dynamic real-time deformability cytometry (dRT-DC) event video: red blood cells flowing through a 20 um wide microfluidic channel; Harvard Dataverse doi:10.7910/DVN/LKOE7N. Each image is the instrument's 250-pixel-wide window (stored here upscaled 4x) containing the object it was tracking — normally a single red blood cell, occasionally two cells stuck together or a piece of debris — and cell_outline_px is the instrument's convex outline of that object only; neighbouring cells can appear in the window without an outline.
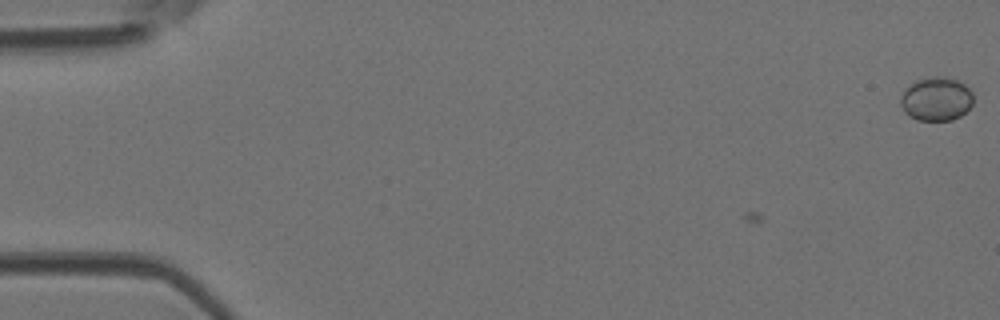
{"species": "Egyptian fruit bat (a non-hibernating species)", "species_latin": "Rousettus aegyptiacus", "temperature_condition": "room temperature", "stored_images_in_passage": 2, "camera_frame_rate_fps": 3000, "um_per_image_px": 0.085, "animal": {"sex": "female"}, "frame": {"image": 1, "passage_image": 2, "time_ms": 0.333, "image_size_px": [1000, 320], "cell_outline_px": [[972, 104], [960, 116], [952, 120], [916, 120], [908, 116], [904, 112], [900, 104], [900, 96], [916, 80], [932, 76], [944, 76], [956, 80], [964, 84], [972, 92]], "centroid_in_image_um": [79.57, 8.42], "position_along_channel_um": 5.4, "area_um2": 18.44}}